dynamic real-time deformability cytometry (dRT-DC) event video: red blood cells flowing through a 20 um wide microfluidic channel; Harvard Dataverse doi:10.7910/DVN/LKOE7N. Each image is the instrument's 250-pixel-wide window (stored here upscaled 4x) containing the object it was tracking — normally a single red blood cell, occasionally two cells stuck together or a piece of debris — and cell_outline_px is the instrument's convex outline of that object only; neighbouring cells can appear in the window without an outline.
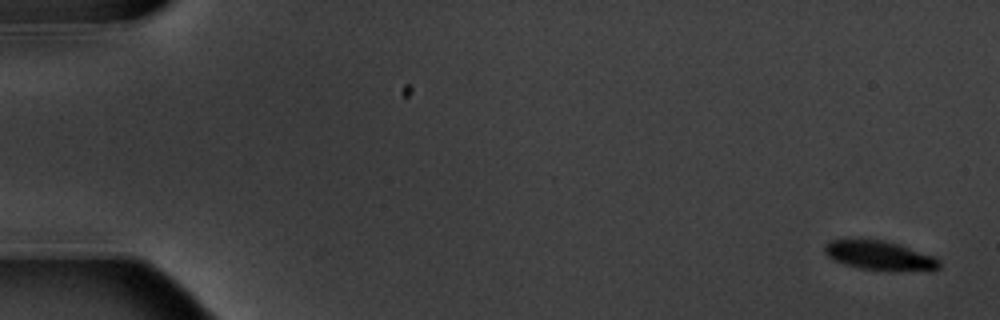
{"species": "common noctule bat (a hibernating species)", "species_latin": "Nyctalus noctula", "temperature_condition": "warm", "stored_images_in_passage": 6, "camera_frame_rate_fps": 3000, "um_per_image_px": 0.085, "animal": {"sex": "male", "body_mass_g": 20.1, "forearm_length_mm": 53.5}, "frame": {"image": 1, "passage_image": 1, "time_ms": 0.0, "image_size_px": [1000, 320], "cell_outline_px": [[940, 268], [932, 272], [888, 272], [860, 268], [844, 264], [832, 260], [824, 252], [824, 244], [828, 240], [884, 240], [900, 244], [936, 256], [940, 260]], "centroid_in_image_um": [74.87, 21.77], "position_along_channel_um": 10.1, "area_um2": 20.4}}
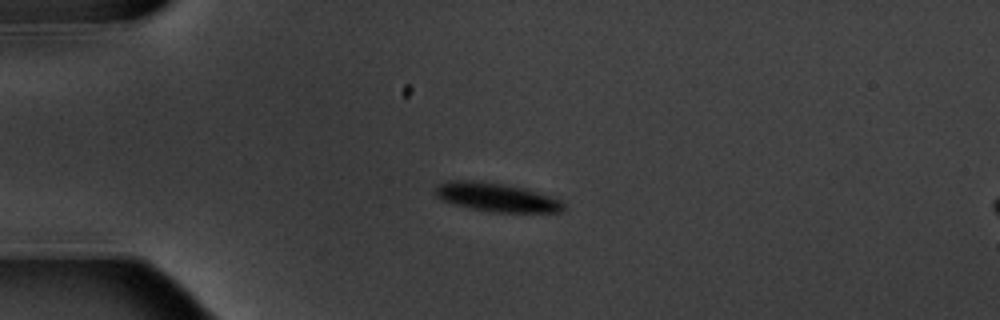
{"frame": {"image": 2, "passage_image": 4, "time_ms": 4.333, "image_size_px": [1000, 320], "cell_outline_px": [[568, 208], [564, 212], [492, 212], [452, 204], [440, 200], [436, 196], [436, 188], [440, 184], [452, 180], [472, 180], [500, 184], [524, 188], [560, 200]], "centroid_in_image_um": [42.21, 16.79], "position_along_channel_um": 42.8, "area_um2": 21.21}}